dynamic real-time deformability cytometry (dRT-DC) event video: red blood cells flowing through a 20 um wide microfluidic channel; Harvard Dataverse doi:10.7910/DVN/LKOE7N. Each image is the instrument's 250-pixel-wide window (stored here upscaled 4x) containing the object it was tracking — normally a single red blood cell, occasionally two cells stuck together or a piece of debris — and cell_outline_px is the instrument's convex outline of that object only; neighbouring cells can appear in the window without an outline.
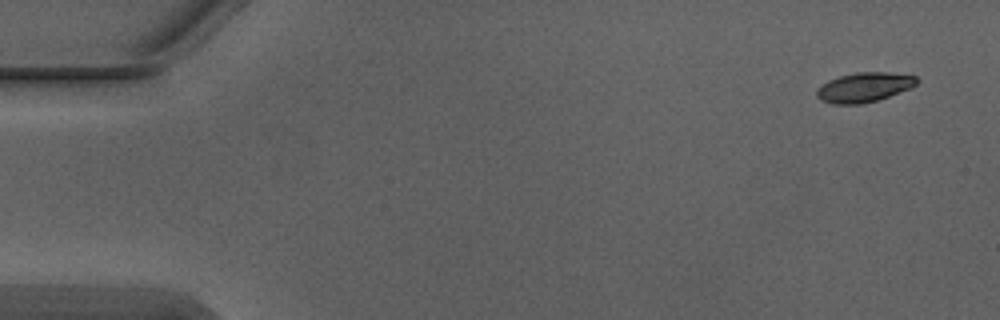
{"species": "Egyptian fruit bat (a non-hibernating species)", "species_latin": "Rousettus aegyptiacus", "temperature_condition": "warm", "stored_images_in_passage": 4, "camera_frame_rate_fps": 3000, "um_per_image_px": 0.085, "animal": {"sex": "male"}, "frame": {"image": 1, "passage_image": 1, "time_ms": 0.0, "image_size_px": [1000, 320], "cell_outline_px": [[920, 80], [912, 88], [876, 100], [860, 104], [832, 104], [820, 100], [816, 96], [816, 88], [820, 84], [828, 80], [840, 76], [856, 72], [888, 72], [916, 76]], "centroid_in_image_um": [73.43, 7.41], "position_along_channel_um": 11.6, "area_um2": 17.4}}
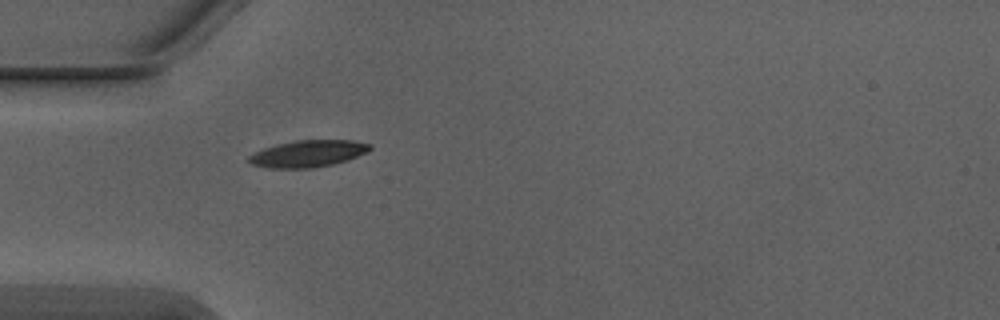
{"frame": {"image": 2, "passage_image": 4, "time_ms": 1.0, "image_size_px": [1000, 320], "cell_outline_px": [[372, 148], [368, 152], [332, 164], [312, 168], [272, 168], [252, 164], [244, 160], [252, 152], [276, 144], [296, 140], [352, 140], [372, 144]], "centroid_in_image_um": [26.13, 13.05], "position_along_channel_um": 58.9, "area_um2": 18.96}}